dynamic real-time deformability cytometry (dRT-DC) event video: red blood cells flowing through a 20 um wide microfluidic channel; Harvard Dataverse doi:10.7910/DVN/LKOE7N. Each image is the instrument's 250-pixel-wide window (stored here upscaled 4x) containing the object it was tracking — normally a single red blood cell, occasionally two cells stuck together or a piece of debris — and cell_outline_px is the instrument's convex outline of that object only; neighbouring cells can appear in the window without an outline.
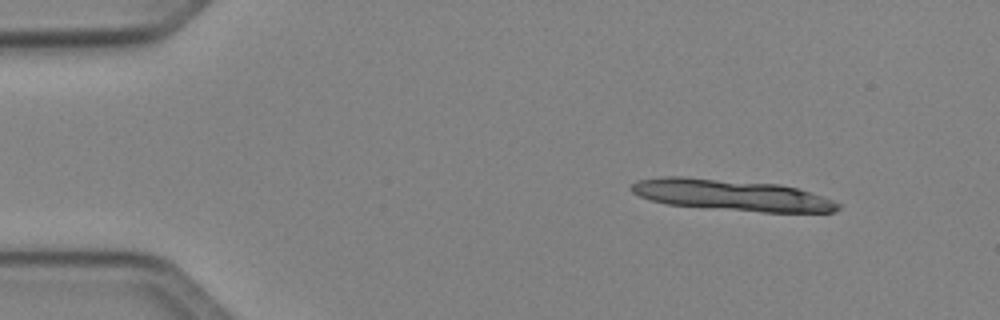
{"species": "Egyptian fruit bat (a non-hibernating species)", "species_latin": "Rousettus aegyptiacus", "temperature_condition": "cold", "stored_images_in_passage": 6, "segment_of_instrument_passage": [1, 2], "camera_frame_rate_fps": 3000, "um_per_image_px": 0.085, "animal": {"sex": "female"}, "frame": {"image": 1, "passage_image": 1, "time_ms": 0.0, "image_size_px": [1000, 320], "cell_outline_px": [[840, 208], [836, 212], [760, 212], [664, 204], [640, 196], [632, 192], [628, 188], [636, 180], [664, 176], [684, 176], [780, 184], [796, 188], [832, 200], [840, 204]], "centroid_in_image_um": [62.13, 16.57], "position_along_channel_um": 22.9, "area_um2": 37.57}}